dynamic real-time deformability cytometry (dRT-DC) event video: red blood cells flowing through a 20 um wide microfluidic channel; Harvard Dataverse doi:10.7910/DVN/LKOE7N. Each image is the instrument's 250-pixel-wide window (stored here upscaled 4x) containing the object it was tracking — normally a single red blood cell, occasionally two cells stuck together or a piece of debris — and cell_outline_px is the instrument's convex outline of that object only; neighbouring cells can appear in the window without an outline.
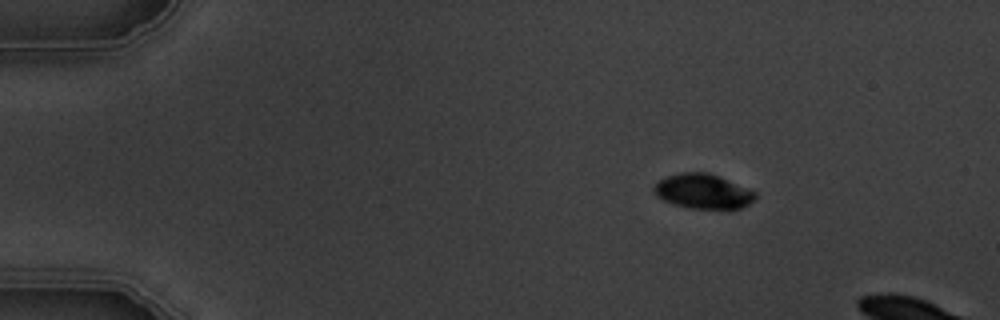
{"species": "common noctule bat (a hibernating species)", "species_latin": "Nyctalus noctula", "temperature_condition": "warm", "stored_images_in_passage": 4, "camera_frame_rate_fps": 3000, "um_per_image_px": 0.085, "animal": {"sex": "male", "body_mass_g": 19.5, "forearm_length_mm": 54.6}, "frame": {"image": 1, "passage_image": 2, "time_ms": 1.0, "image_size_px": [1000, 320], "cell_outline_px": [[756, 196], [748, 204], [740, 208], [728, 212], [688, 208], [664, 200], [656, 196], [652, 192], [652, 188], [660, 180], [668, 176], [680, 172], [708, 172], [720, 176], [756, 192]], "centroid_in_image_um": [59.78, 16.3], "position_along_channel_um": 25.2, "area_um2": 21.04}}